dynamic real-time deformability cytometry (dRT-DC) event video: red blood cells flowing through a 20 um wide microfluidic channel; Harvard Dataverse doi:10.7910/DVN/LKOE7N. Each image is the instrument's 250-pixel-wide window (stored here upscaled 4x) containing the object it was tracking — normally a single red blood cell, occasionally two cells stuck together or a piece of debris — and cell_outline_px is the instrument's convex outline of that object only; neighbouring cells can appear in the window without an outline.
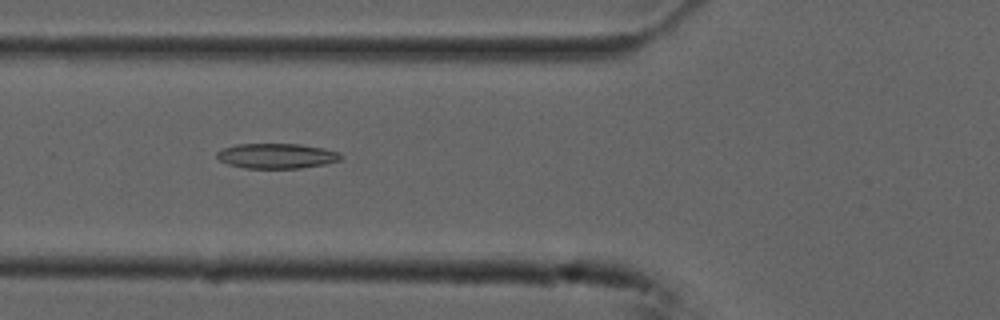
{"species": "common noctule bat (a hibernating species)", "species_latin": "Nyctalus noctula", "temperature_condition": "cold", "stored_images_in_passage": 54, "camera_frame_rate_fps": 3000, "um_per_image_px": 0.085, "animal": {"sex": "male", "forearm_length_mm": 52.5}, "frame": {"image": 1, "passage_image": 20, "time_ms": 6.333, "image_size_px": [1000, 320], "cell_outline_px": [[344, 156], [340, 160], [324, 164], [300, 168], [244, 168], [228, 164], [220, 160], [216, 156], [216, 152], [224, 148], [236, 144], [300, 144], [324, 148], [340, 152]], "centroid_in_image_um": [23.54, 13.25], "position_along_channel_um": 102.3, "area_um2": 18.15}}
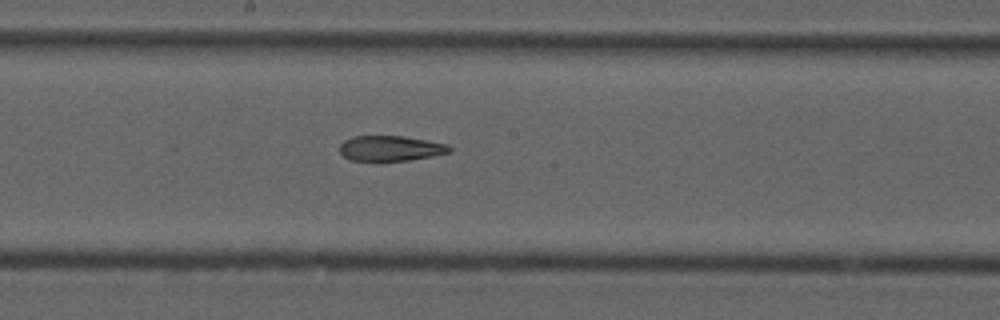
{"frame": {"image": 2, "passage_image": 29, "time_ms": 9.333, "image_size_px": [1000, 320], "cell_outline_px": [[452, 148], [448, 152], [432, 156], [408, 160], [352, 160], [344, 156], [340, 152], [340, 144], [344, 140], [352, 136], [404, 136], [448, 144]], "centroid_in_image_um": [33.18, 12.59], "position_along_channel_um": 215.0, "area_um2": 15.95}}
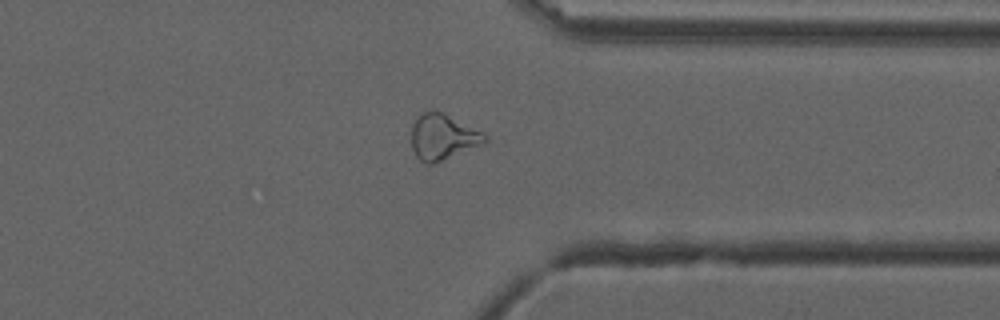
{"frame": {"image": 3, "passage_image": 42, "time_ms": 13.667, "image_size_px": [1000, 320], "cell_outline_px": [[488, 140], [484, 144], [432, 164], [424, 164], [416, 156], [412, 148], [412, 124], [416, 116], [432, 108], [444, 112], [484, 132], [488, 136]], "centroid_in_image_um": [37.65, 11.61], "position_along_channel_um": 373.8, "area_um2": 20.0}}